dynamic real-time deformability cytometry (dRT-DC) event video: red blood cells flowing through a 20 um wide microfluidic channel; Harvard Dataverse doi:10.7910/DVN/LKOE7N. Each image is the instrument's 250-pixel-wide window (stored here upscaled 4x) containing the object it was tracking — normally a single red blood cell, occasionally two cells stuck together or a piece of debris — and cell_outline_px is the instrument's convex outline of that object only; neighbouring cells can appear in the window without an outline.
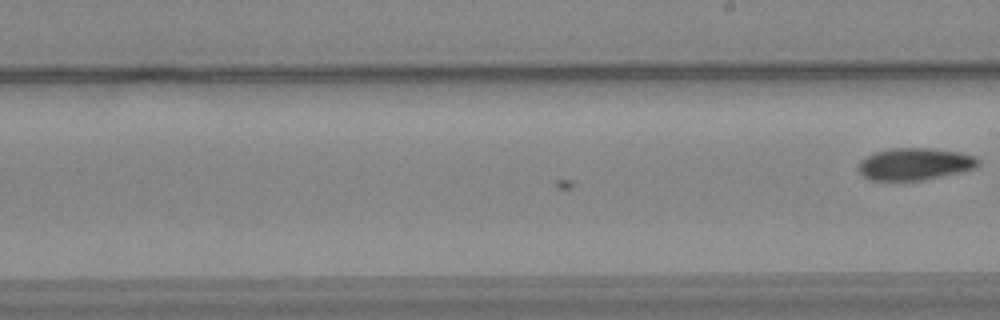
{"species": "common noctule bat (a hibernating species)", "species_latin": "Nyctalus noctula", "temperature_condition": "warm", "stored_images_in_passage": 22, "camera_frame_rate_fps": 3000, "um_per_image_px": 0.085, "animal": {"sex": "female", "body_mass_g": 24.6, "forearm_length_mm": 56.2}, "frame": {"image": 1, "passage_image": 22, "time_ms": 7.0, "image_size_px": [1000, 320], "cell_outline_px": [[980, 164], [976, 168], [960, 172], [924, 180], [868, 180], [856, 168], [860, 160], [876, 152], [892, 148], [928, 148], [960, 152], [976, 156], [980, 160]], "centroid_in_image_um": [77.78, 13.94], "position_along_channel_um": 211.2, "area_um2": 22.48}}